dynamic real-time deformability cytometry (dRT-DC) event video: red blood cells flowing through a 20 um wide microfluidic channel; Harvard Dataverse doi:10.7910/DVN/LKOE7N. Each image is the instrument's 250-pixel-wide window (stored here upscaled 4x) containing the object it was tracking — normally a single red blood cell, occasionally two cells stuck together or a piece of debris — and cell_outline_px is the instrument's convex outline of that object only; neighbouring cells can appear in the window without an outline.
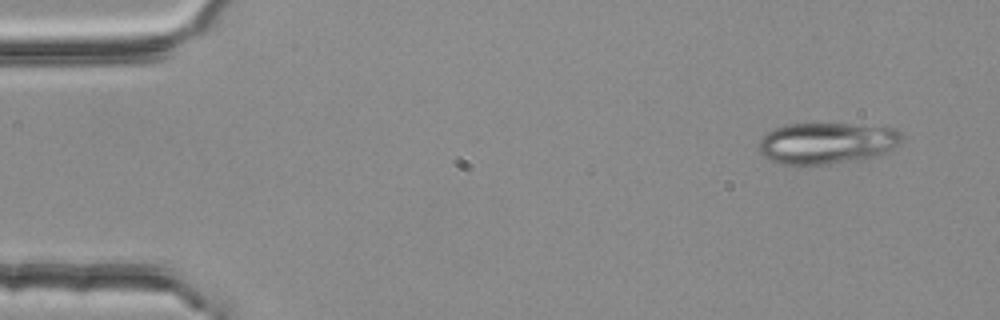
{"species": "common noctule bat (a hibernating species)", "species_latin": "Nyctalus noctula", "temperature_condition": "room temperature", "stored_images_in_passage": 3, "camera_frame_rate_fps": 3000, "um_per_image_px": 0.085, "animal": {"sex": "female", "body_mass_g": 25.1}, "frame": {"image": 1, "passage_image": 1, "time_ms": 0.0, "image_size_px": [1000, 320], "cell_outline_px": [[904, 136], [900, 144], [884, 152], [860, 160], [824, 164], [784, 164], [772, 160], [764, 156], [756, 148], [756, 144], [768, 132], [776, 128], [788, 124], [848, 124], [892, 128], [900, 132]], "centroid_in_image_um": [70.26, 12.16], "position_along_channel_um": 14.7, "area_um2": 34.1}}